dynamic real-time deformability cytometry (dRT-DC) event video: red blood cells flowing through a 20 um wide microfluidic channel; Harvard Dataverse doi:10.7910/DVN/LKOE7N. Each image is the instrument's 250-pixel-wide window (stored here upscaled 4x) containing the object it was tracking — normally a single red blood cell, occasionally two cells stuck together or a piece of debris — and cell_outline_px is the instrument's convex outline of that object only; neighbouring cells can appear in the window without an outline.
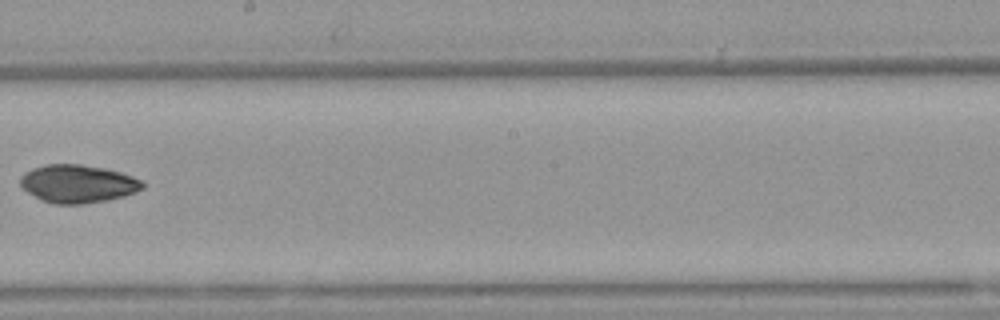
{"species": "Egyptian fruit bat (a non-hibernating species)", "species_latin": "Rousettus aegyptiacus", "temperature_condition": "warm", "stored_images_in_passage": 8, "camera_frame_rate_fps": 3000, "um_per_image_px": 0.085, "animal": {"sex": "female"}, "frame": {"image": 1, "passage_image": 8, "time_ms": 2.333, "image_size_px": [1000, 320], "cell_outline_px": [[144, 188], [136, 192], [124, 196], [108, 200], [84, 204], [52, 204], [40, 200], [28, 192], [20, 184], [20, 176], [24, 172], [32, 168], [44, 164], [80, 164], [104, 168], [120, 172], [132, 176], [140, 180], [144, 184]], "centroid_in_image_um": [6.59, 15.62], "position_along_channel_um": 241.6, "area_um2": 27.28}}